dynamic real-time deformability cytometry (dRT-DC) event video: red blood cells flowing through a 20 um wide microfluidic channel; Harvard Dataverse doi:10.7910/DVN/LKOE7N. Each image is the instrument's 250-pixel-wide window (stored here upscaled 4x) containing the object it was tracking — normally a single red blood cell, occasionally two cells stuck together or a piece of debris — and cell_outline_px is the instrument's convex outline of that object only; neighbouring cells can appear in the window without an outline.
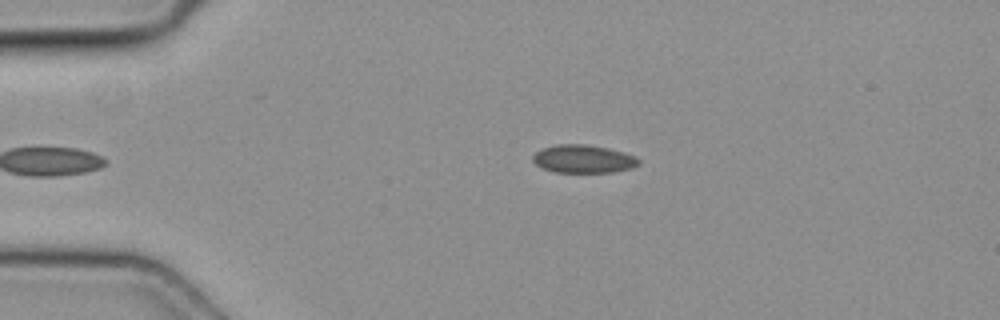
{"species": "common noctule bat (a hibernating species)", "species_latin": "Nyctalus noctula", "temperature_condition": "cold", "stored_images_in_passage": 34, "camera_frame_rate_fps": 3000, "um_per_image_px": 0.085, "animal": {"sex": "female", "body_mass_g": 19.3, "forearm_length_mm": 54.1}, "frame": {"image": 1, "passage_image": 1, "time_ms": 0.0, "image_size_px": [1000, 320], "cell_outline_px": [[640, 164], [632, 168], [612, 172], [552, 172], [536, 164], [532, 160], [532, 156], [540, 148], [556, 144], [584, 144], [608, 148], [624, 152], [636, 156], [640, 160]], "centroid_in_image_um": [49.59, 13.5], "position_along_channel_um": 35.4, "area_um2": 17.46}}
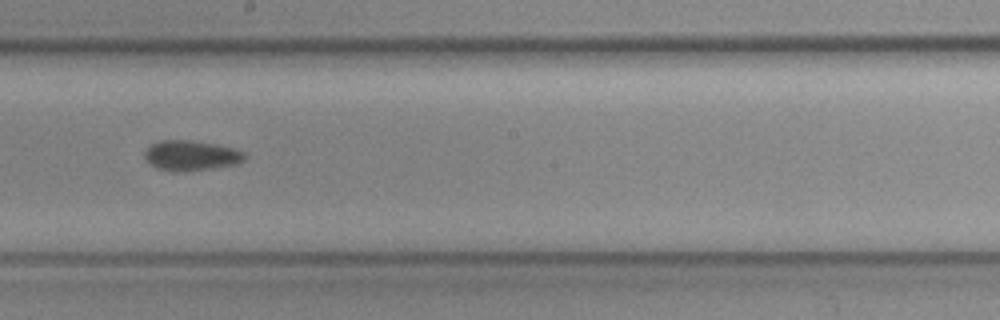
{"frame": {"image": 2, "passage_image": 18, "time_ms": 5.667, "image_size_px": [1000, 320], "cell_outline_px": [[244, 160], [232, 164], [212, 168], [184, 172], [172, 172], [156, 168], [144, 156], [144, 152], [152, 144], [160, 140], [192, 140], [216, 144], [232, 148], [244, 152]], "centroid_in_image_um": [16.2, 13.22], "position_along_channel_um": 232.0, "area_um2": 17.4}}
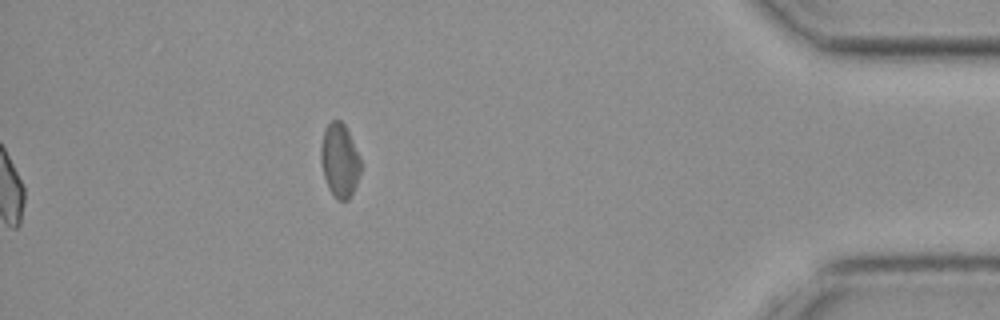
{"frame": {"image": 3, "passage_image": 34, "time_ms": 11.0, "image_size_px": [1000, 320], "cell_outline_px": [[360, 172], [356, 184], [348, 200], [336, 200], [328, 188], [324, 176], [320, 160], [320, 148], [324, 128], [332, 120], [340, 120], [344, 124], [360, 156]], "centroid_in_image_um": [28.85, 13.63], "position_along_channel_um": 406.4, "area_um2": 17.11}}